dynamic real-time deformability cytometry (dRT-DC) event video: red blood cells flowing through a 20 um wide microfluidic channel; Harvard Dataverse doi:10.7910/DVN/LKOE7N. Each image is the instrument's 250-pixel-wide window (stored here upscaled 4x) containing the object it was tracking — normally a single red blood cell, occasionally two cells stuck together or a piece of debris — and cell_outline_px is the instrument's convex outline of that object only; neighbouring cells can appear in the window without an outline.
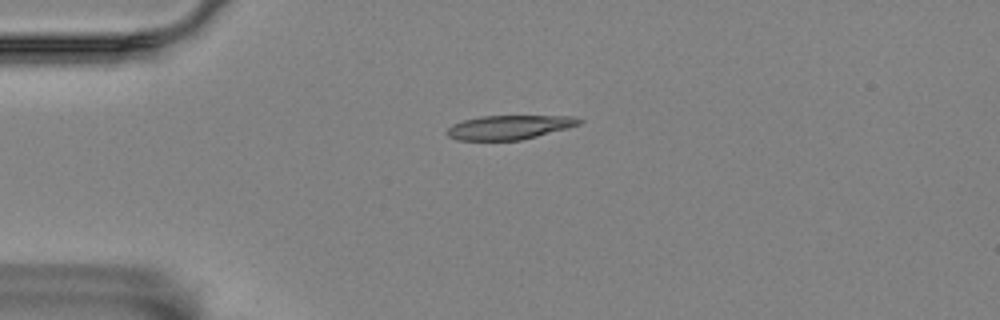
{"species": "Egyptian fruit bat (a non-hibernating species)", "species_latin": "Rousettus aegyptiacus", "temperature_condition": "room temperature", "stored_images_in_passage": 2, "camera_frame_rate_fps": 3000, "um_per_image_px": 0.085, "animal": {"sex": "female"}, "frame": {"image": 1, "passage_image": 1, "time_ms": 0.0, "image_size_px": [1000, 320], "cell_outline_px": [[584, 120], [580, 124], [568, 128], [520, 140], [456, 140], [448, 136], [444, 132], [452, 124], [464, 120], [480, 116], [572, 116]], "centroid_in_image_um": [43.26, 10.82], "position_along_channel_um": 41.7, "area_um2": 18.55}}